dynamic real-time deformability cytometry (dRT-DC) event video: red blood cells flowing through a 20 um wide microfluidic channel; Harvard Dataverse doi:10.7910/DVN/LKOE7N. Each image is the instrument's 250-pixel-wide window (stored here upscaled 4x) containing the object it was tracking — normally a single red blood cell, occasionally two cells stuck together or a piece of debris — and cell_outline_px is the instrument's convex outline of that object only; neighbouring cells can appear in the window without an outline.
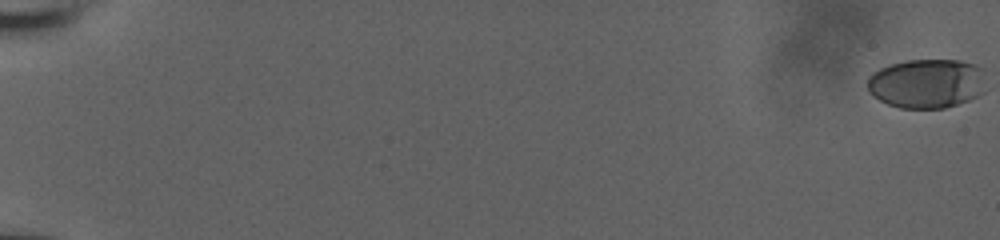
{"species": "human", "species_latin": "Homo sapiens", "temperature_condition": "room temperature", "stored_images_in_passage": 58, "camera_frame_rate_fps": 3000, "um_per_image_px": 0.085, "donor": {"sex": "male"}, "frame": {"image": 1, "passage_image": 1, "time_ms": 0.0, "image_size_px": [1000, 240], "cell_outline_px": [[984, 92], [968, 100], [944, 108], [900, 108], [888, 104], [872, 96], [868, 92], [868, 76], [872, 72], [880, 68], [892, 64], [908, 60], [960, 60], [976, 64], [984, 68]], "centroid_in_image_um": [78.78, 7.09], "position_along_channel_um": 6.2, "area_um2": 34.33}}
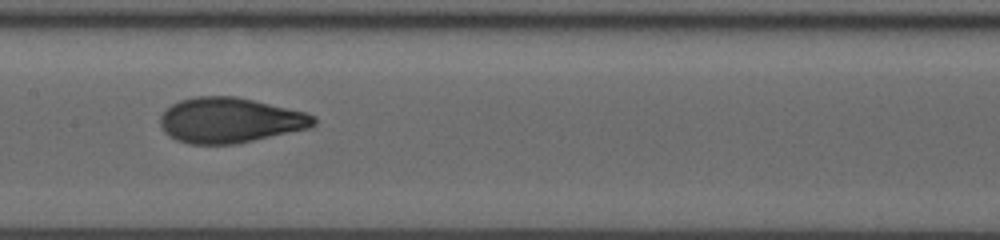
{"frame": {"image": 2, "passage_image": 33, "time_ms": 10.667, "image_size_px": [1000, 240], "cell_outline_px": [[316, 124], [312, 128], [236, 144], [188, 144], [176, 140], [168, 136], [164, 132], [160, 124], [160, 116], [164, 108], [180, 100], [196, 96], [236, 96], [308, 112], [316, 116]], "centroid_in_image_um": [19.56, 10.22], "position_along_channel_um": 187.8, "area_um2": 41.1}}
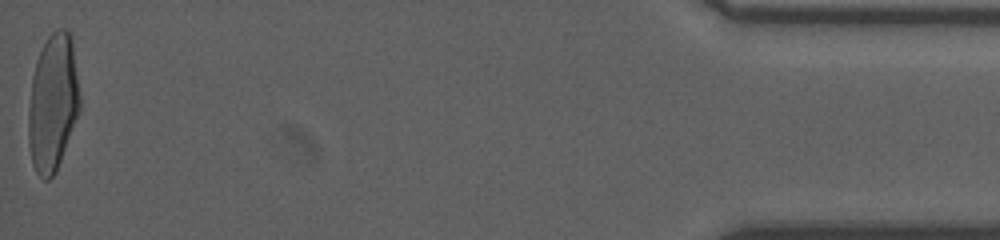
{"frame": {"image": 3, "passage_image": 58, "time_ms": 19.0, "image_size_px": [1000, 240], "cell_outline_px": [[80, 112], [56, 172], [48, 180], [44, 180], [36, 172], [32, 164], [28, 144], [28, 108], [32, 76], [36, 60], [48, 36], [56, 28], [64, 28], [72, 36], [80, 96]], "centroid_in_image_um": [4.49, 8.74], "position_along_channel_um": 430.7, "area_um2": 41.56}, "authors_computed_cell_mechanics": {"area_um2": 39.0728, "velocity_mm_per_s": 3.9396, "shape_relaxation_time_tau1_ms": 6.0845, "shape_relaxation_time_tau2_ms": 0.9599, "deformation_change_tau1": 0.2279, "deformation_change_tau2": 0.0728}}